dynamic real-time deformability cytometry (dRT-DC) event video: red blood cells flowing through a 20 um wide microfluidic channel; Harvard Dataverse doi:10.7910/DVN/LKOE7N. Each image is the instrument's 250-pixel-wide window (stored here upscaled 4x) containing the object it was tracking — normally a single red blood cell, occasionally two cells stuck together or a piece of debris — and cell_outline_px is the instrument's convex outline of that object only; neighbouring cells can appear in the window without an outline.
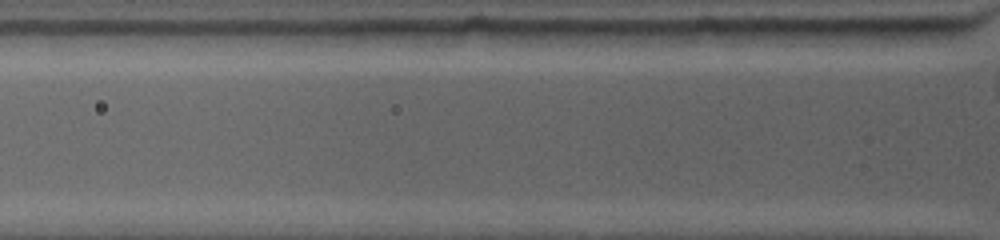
{"species": "common noctule bat (a hibernating species)", "species_latin": "Nyctalus noctula", "temperature_condition": "warm", "stored_images_in_passage": 2, "camera_frame_rate_fps": 4500, "um_per_image_px": 0.085, "animal": {"sex": "female", "body_mass_g": 19.0, "forearm_length_mm": 53.3}, "frame": {"image": 1, "passage_image": 2, "time_ms": 0.222, "image_size_px": [1000, 240], "cell_outline_px": [[952, 28], [944, 44], [908, 48], [884, 48], [872, 44], [868, 28]], "centroid_in_image_um": [77.2, 3.15], "position_along_channel_um": 48.6, "area_um2": 10.4}}